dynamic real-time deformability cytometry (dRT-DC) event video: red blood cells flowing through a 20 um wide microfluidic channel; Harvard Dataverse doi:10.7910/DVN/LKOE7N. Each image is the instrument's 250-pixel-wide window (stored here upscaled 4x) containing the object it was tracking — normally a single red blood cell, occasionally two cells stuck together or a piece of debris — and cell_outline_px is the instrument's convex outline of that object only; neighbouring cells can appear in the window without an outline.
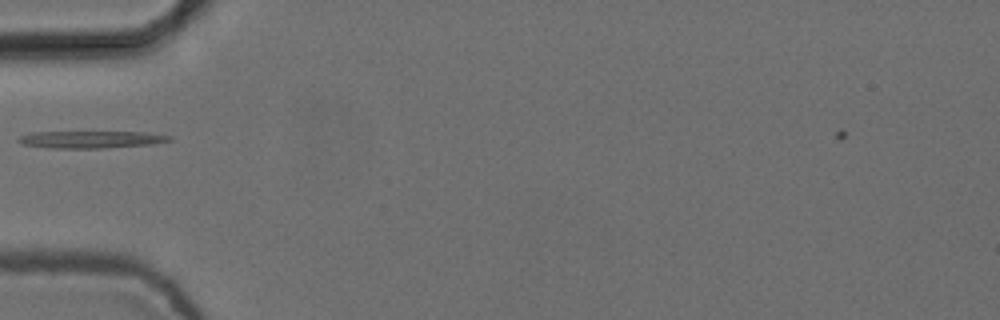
{"species": "common noctule bat (a hibernating species)", "species_latin": "Nyctalus noctula", "temperature_condition": "cold", "stored_images_in_passage": 2, "camera_frame_rate_fps": 3000, "um_per_image_px": 0.085, "animal": {"sex": "female", "body_mass_g": 24.6, "forearm_length_mm": 56.2}, "frame": {"image": 1, "passage_image": 1, "time_ms": 0.0, "image_size_px": [1000, 320], "cell_outline_px": [[172, 140], [152, 144], [100, 148], [48, 148], [20, 144], [16, 140], [20, 136], [32, 132], [148, 132], [172, 136]], "centroid_in_image_um": [7.71, 11.85], "position_along_channel_um": 77.3, "area_um2": 15.14}}
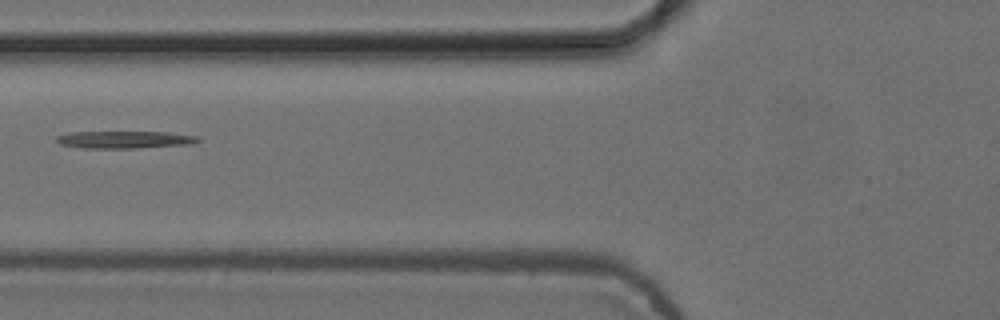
{"frame": {"image": 2, "passage_image": 2, "time_ms": 0.333, "image_size_px": [1000, 320], "cell_outline_px": [[200, 140], [192, 144], [136, 148], [84, 148], [60, 144], [56, 140], [56, 136], [68, 132], [168, 132], [200, 136]], "centroid_in_image_um": [10.62, 11.86], "position_along_channel_um": 115.2, "area_um2": 14.33}}